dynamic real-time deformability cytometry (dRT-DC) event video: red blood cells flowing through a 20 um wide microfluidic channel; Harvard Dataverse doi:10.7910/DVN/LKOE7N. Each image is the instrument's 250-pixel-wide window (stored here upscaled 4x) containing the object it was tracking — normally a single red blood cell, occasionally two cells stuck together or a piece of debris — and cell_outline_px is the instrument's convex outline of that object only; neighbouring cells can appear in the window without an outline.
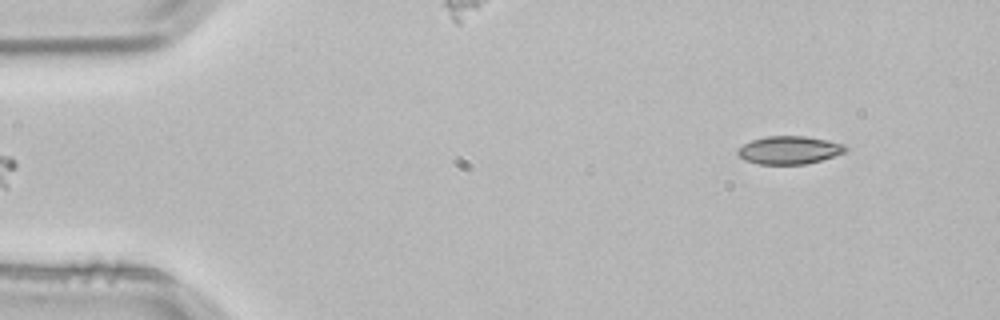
{"species": "common noctule bat (a hibernating species)", "species_latin": "Nyctalus noctula", "temperature_condition": "room temperature", "stored_images_in_passage": 4, "segment_of_instrument_passage": [2, 2], "camera_frame_rate_fps": 3000, "um_per_image_px": 0.085, "animal": {"sex": "male", "body_mass_g": 21.5, "forearm_length_mm": 52.0}, "frame": {"image": 1, "passage_image": 4, "time_ms": 1.0, "image_size_px": [1000, 320], "cell_outline_px": [[848, 148], [844, 152], [820, 160], [804, 164], [756, 164], [744, 160], [736, 152], [744, 144], [752, 140], [764, 136], [804, 136], [828, 140], [844, 144]], "centroid_in_image_um": [67.07, 12.75], "position_along_channel_um": 17.9, "area_um2": 17.46}}